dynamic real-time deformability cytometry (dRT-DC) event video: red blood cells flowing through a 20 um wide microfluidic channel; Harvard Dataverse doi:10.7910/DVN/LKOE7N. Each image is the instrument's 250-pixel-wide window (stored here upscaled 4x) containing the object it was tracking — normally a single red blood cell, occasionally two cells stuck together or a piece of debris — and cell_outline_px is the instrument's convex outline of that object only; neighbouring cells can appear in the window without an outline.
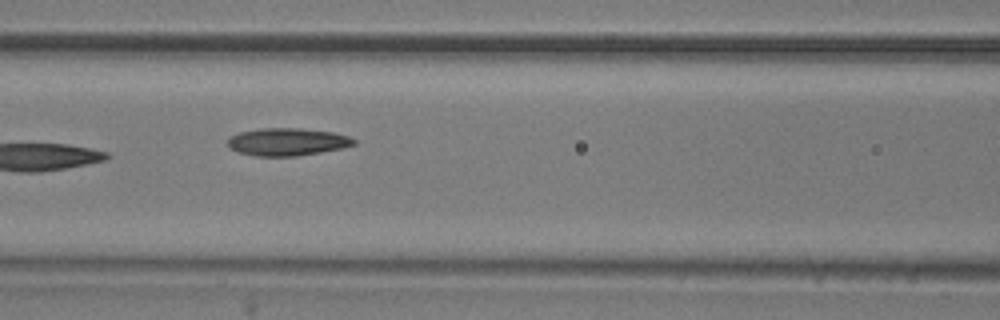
{"species": "common noctule bat (a hibernating species)", "species_latin": "Nyctalus noctula", "temperature_condition": "room temperature", "stored_images_in_passage": 4, "camera_frame_rate_fps": 3000, "um_per_image_px": 0.085, "animal": {"sex": "male", "body_mass_g": 20.5, "forearm_length_mm": 52.5}, "frame": {"image": 1, "passage_image": 3, "time_ms": 0.667, "image_size_px": [1000, 320], "cell_outline_px": [[356, 144], [344, 148], [296, 156], [256, 156], [240, 152], [232, 148], [228, 144], [228, 140], [232, 136], [240, 132], [260, 128], [300, 128], [332, 132], [348, 136], [356, 140]], "centroid_in_image_um": [24.47, 12.05], "position_along_channel_um": 142.1, "area_um2": 20.11}}